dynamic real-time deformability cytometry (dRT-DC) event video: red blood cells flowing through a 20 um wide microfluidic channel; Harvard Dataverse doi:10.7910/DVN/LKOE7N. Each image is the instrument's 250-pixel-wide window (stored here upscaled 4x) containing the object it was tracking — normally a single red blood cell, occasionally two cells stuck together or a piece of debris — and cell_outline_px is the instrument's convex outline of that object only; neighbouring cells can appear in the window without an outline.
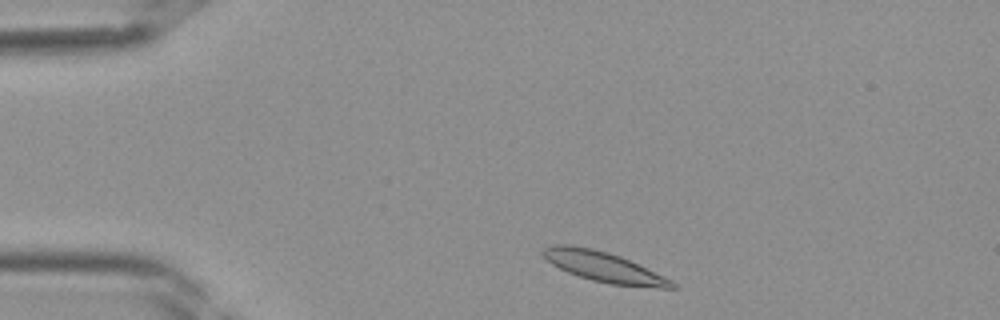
{"species": "Egyptian fruit bat (a non-hibernating species)", "species_latin": "Rousettus aegyptiacus", "temperature_condition": "room temperature", "stored_images_in_passage": 34, "camera_frame_rate_fps": 3000, "um_per_image_px": 0.085, "frame": {"image": 1, "passage_image": 2, "time_ms": 0.333, "image_size_px": [1000, 320], "cell_outline_px": [[676, 288], [660, 288], [608, 284], [592, 280], [568, 272], [552, 264], [540, 252], [544, 248], [552, 244], [568, 244], [592, 248], [608, 252], [620, 256], [664, 276], [672, 280], [676, 284]], "centroid_in_image_um": [51.32, 22.68], "position_along_channel_um": 33.7, "area_um2": 22.54}}
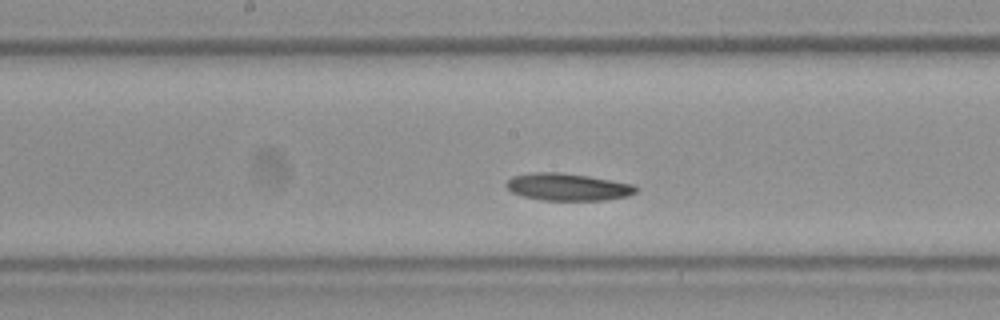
{"frame": {"image": 2, "passage_image": 15, "time_ms": 4.667, "image_size_px": [1000, 320], "cell_outline_px": [[640, 188], [636, 192], [628, 196], [604, 200], [540, 200], [524, 196], [512, 192], [504, 184], [512, 176], [532, 172], [556, 172], [588, 176], [632, 184]], "centroid_in_image_um": [48.25, 15.89], "position_along_channel_um": 199.9, "area_um2": 20.52}}
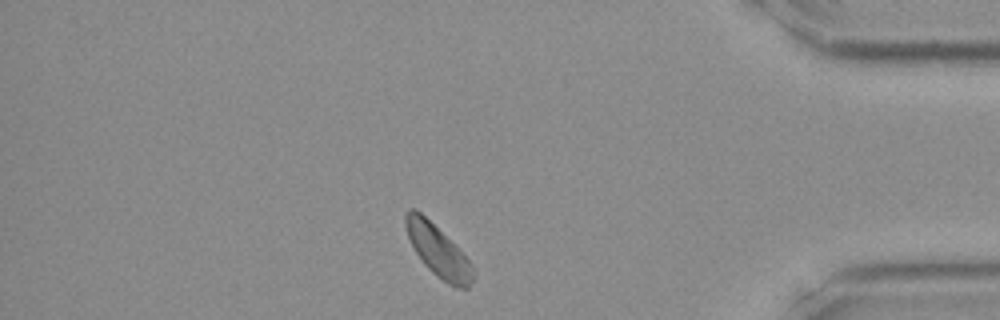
{"frame": {"image": 3, "passage_image": 29, "time_ms": 9.333, "image_size_px": [1000, 320], "cell_outline_px": [[476, 272], [468, 288], [456, 288], [448, 284], [436, 276], [424, 264], [416, 252], [408, 236], [404, 224], [404, 216], [408, 208], [416, 208], [472, 264]], "centroid_in_image_um": [37.22, 21.36], "position_along_channel_um": 398.0, "area_um2": 19.65}}